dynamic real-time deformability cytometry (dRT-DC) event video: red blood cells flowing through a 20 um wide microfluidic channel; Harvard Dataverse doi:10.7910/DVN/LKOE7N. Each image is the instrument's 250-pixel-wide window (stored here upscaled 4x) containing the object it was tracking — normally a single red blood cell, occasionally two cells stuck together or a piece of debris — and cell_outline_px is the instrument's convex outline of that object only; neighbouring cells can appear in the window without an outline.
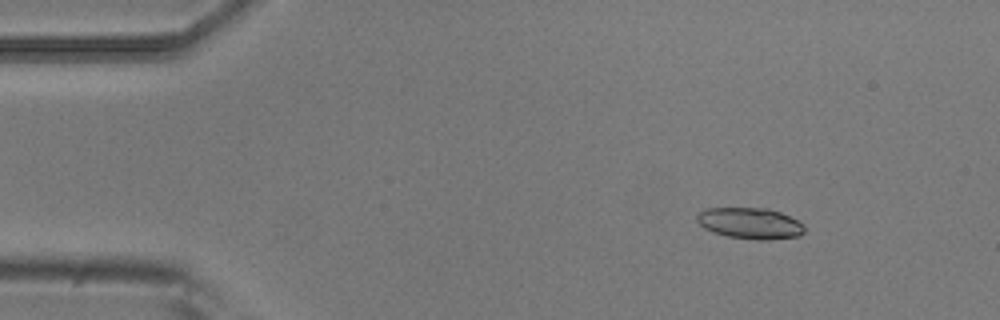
{"species": "common noctule bat (a hibernating species)", "species_latin": "Nyctalus noctula", "temperature_condition": "room temperature", "stored_images_in_passage": 4, "camera_frame_rate_fps": 3000, "um_per_image_px": 0.085, "animal": {"sex": "male", "body_mass_g": 20.5, "forearm_length_mm": 52.5}, "frame": {"image": 1, "passage_image": 2, "time_ms": 0.333, "image_size_px": [1000, 320], "cell_outline_px": [[804, 232], [800, 236], [768, 240], [756, 240], [728, 236], [712, 232], [704, 228], [696, 220], [696, 216], [704, 208], [768, 208], [780, 212], [796, 220], [804, 228]], "centroid_in_image_um": [63.73, 18.98], "position_along_channel_um": 21.3, "area_um2": 19.48}}